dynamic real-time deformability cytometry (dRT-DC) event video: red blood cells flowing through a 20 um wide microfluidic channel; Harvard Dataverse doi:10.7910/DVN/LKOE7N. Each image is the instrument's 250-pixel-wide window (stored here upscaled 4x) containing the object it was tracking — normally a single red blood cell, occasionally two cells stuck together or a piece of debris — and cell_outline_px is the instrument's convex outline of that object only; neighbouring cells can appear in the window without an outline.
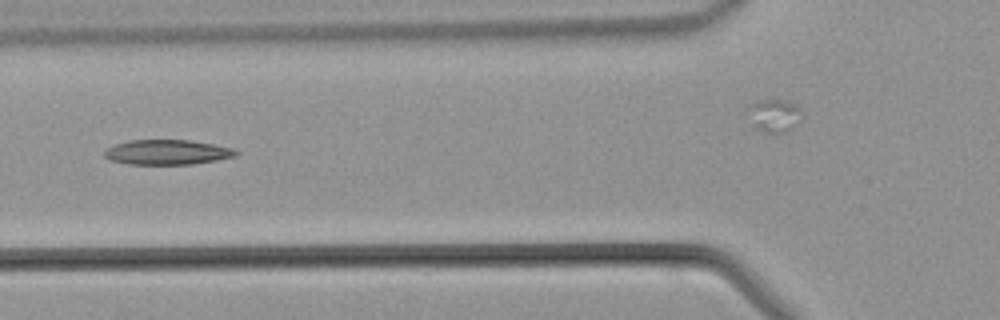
{"species": "common noctule bat (a hibernating species)", "species_latin": "Nyctalus noctula", "temperature_condition": "warm", "stored_images_in_passage": 33, "camera_frame_rate_fps": 3000, "um_per_image_px": 0.085, "animal": {"sex": "male", "body_mass_g": 21.5, "forearm_length_mm": 52.0}, "frame": {"image": 1, "passage_image": 15, "time_ms": 4.667, "image_size_px": [1000, 320], "cell_outline_px": [[240, 152], [236, 156], [216, 160], [192, 164], [128, 164], [108, 160], [104, 156], [104, 152], [108, 148], [116, 144], [128, 140], [188, 140], [212, 144], [232, 148]], "centroid_in_image_um": [14.2, 12.94], "position_along_channel_um": 111.6, "area_um2": 19.02}}
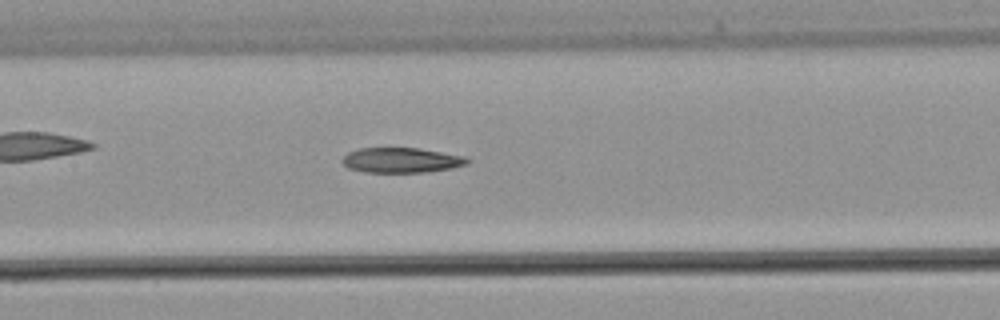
{"frame": {"image": 2, "passage_image": 19, "time_ms": 6.0, "image_size_px": [1000, 320], "cell_outline_px": [[472, 160], [468, 164], [452, 168], [428, 172], [364, 172], [348, 168], [340, 160], [348, 152], [360, 148], [420, 148], [468, 156]], "centroid_in_image_um": [34.18, 13.61], "position_along_channel_um": 173.2, "area_um2": 18.55}}